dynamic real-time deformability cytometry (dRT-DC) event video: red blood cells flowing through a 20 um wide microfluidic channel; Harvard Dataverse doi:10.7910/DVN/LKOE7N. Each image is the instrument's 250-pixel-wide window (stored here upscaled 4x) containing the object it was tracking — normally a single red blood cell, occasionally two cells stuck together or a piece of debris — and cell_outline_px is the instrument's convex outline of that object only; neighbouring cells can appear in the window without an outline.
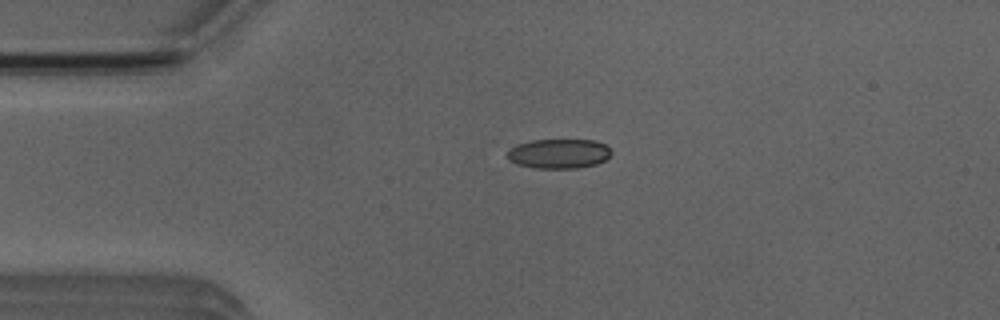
{"species": "Egyptian fruit bat (a non-hibernating species)", "species_latin": "Rousettus aegyptiacus", "temperature_condition": "room temperature", "stored_images_in_passage": 2, "camera_frame_rate_fps": 3000, "um_per_image_px": 0.085, "animal": {"sex": "male"}, "frame": {"image": 1, "passage_image": 1, "time_ms": 0.0, "image_size_px": [1000, 320], "cell_outline_px": [[612, 152], [604, 160], [596, 164], [580, 168], [532, 168], [516, 164], [508, 160], [508, 152], [516, 144], [532, 140], [596, 140], [604, 144]], "centroid_in_image_um": [47.48, 13.06], "position_along_channel_um": 37.5, "area_um2": 17.92}}